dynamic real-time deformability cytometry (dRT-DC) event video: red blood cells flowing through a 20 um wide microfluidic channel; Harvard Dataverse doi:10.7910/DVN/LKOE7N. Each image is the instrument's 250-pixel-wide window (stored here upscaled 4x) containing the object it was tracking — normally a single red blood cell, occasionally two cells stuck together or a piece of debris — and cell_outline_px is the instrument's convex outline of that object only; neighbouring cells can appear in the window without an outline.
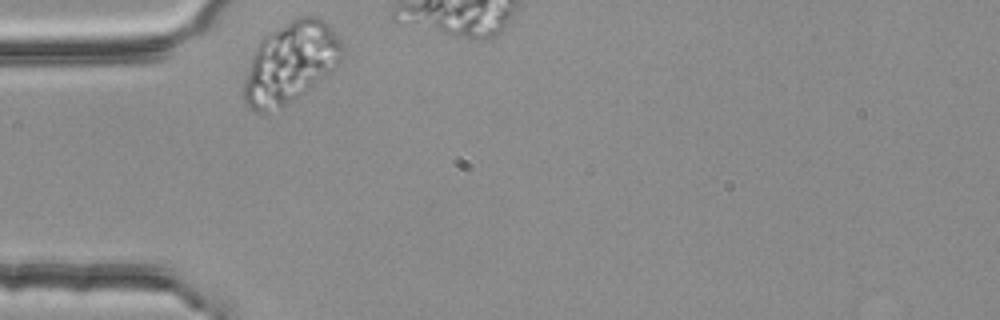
{"species": "common noctule bat (a hibernating species)", "species_latin": "Nyctalus noctula", "temperature_condition": "room temperature", "stored_images_in_passage": 3, "camera_frame_rate_fps": 3000, "um_per_image_px": 0.085, "animal": {"sex": "female", "body_mass_g": 25.1}, "frame": {"image": 1, "passage_image": 1, "time_ms": 0.0, "image_size_px": [1000, 320], "cell_outline_px": [[344, 56], [324, 76], [300, 96], [280, 108], [268, 112], [256, 112], [248, 108], [244, 100], [244, 80], [252, 56], [260, 40], [264, 36], [296, 16], [320, 16], [336, 32], [344, 44]], "centroid_in_image_um": [24.71, 5.3], "position_along_channel_um": 60.3, "area_um2": 46.24}}
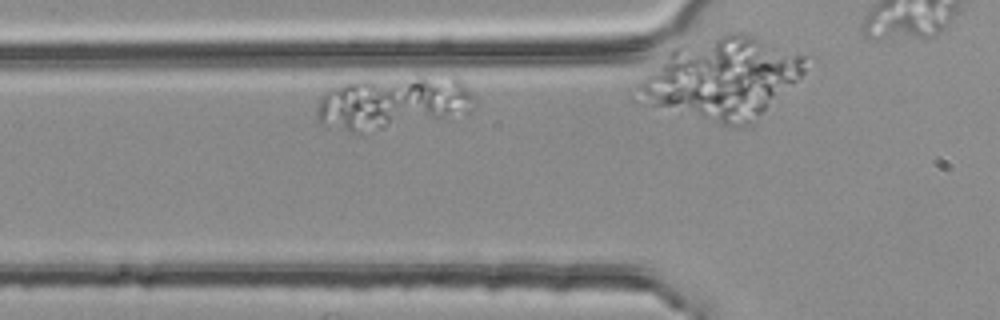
{"frame": {"image": 2, "passage_image": 2, "time_ms": 0.333, "image_size_px": [1000, 320], "cell_outline_px": [[476, 104], [464, 116], [452, 120], [360, 132], [352, 132], [320, 124], [316, 116], [316, 104], [320, 96], [328, 88], [352, 80], [440, 64], [456, 72], [472, 96]], "centroid_in_image_um": [33.62, 8.53], "position_along_channel_um": 92.2, "area_um2": 55.2}}